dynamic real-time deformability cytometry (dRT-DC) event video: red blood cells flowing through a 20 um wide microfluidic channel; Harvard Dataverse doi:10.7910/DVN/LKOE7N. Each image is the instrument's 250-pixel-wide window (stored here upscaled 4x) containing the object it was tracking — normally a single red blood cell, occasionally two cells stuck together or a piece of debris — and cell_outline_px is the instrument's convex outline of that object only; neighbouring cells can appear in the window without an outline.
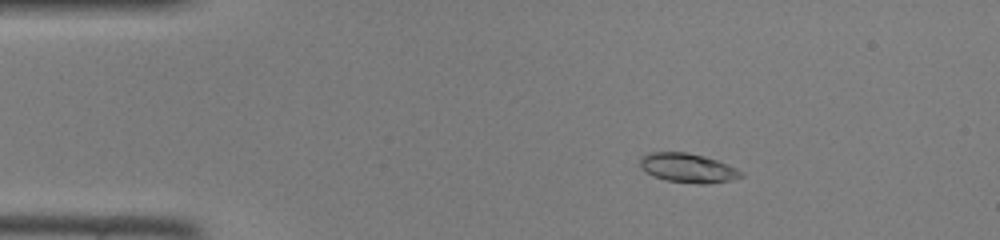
{"species": "common noctule bat (a hibernating species)", "species_latin": "Nyctalus noctula", "temperature_condition": "room temperature", "stored_images_in_passage": 46, "camera_frame_rate_fps": 3000, "um_per_image_px": 0.085, "animal": {"sex": "female", "body_mass_g": 22.0, "forearm_length_mm": 56.7}, "frame": {"image": 1, "passage_image": 7, "time_ms": 2.0, "image_size_px": [1000, 240], "cell_outline_px": [[744, 176], [732, 180], [704, 184], [700, 184], [668, 180], [644, 172], [640, 168], [640, 156], [648, 152], [688, 152], [704, 156], [728, 164], [744, 172]], "centroid_in_image_um": [58.47, 14.26], "position_along_channel_um": 26.5, "area_um2": 17.28}}
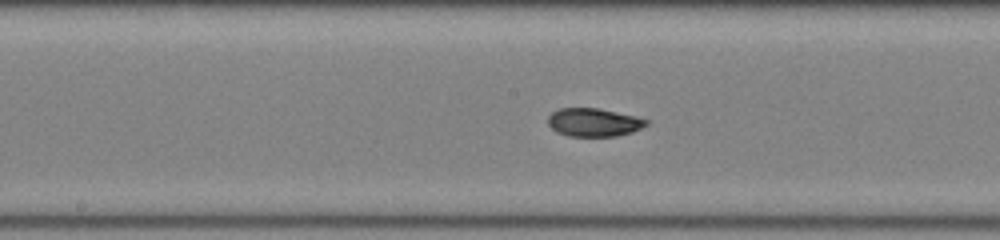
{"frame": {"image": 2, "passage_image": 23, "time_ms": 7.333, "image_size_px": [1000, 240], "cell_outline_px": [[648, 124], [632, 132], [616, 136], [568, 136], [556, 132], [548, 124], [548, 116], [552, 112], [560, 108], [600, 108], [636, 116], [648, 120]], "centroid_in_image_um": [50.46, 10.39], "position_along_channel_um": 197.7, "area_um2": 16.24}}
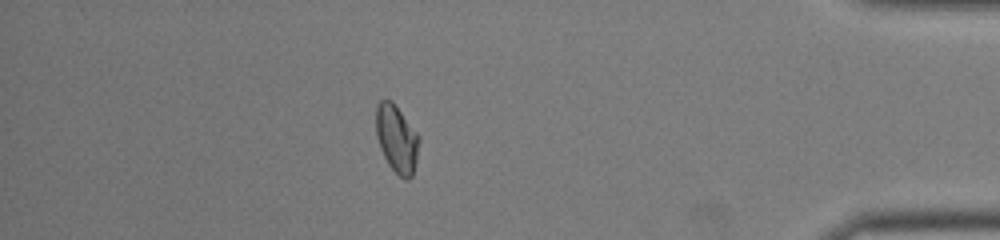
{"frame": {"image": 3, "passage_image": 40, "time_ms": 13.0, "image_size_px": [1000, 240], "cell_outline_px": [[420, 140], [416, 164], [412, 176], [408, 180], [404, 180], [388, 164], [380, 148], [376, 136], [376, 108], [380, 100], [392, 100], [420, 136]], "centroid_in_image_um": [33.73, 11.8], "position_along_channel_um": 401.5, "area_um2": 17.11}}